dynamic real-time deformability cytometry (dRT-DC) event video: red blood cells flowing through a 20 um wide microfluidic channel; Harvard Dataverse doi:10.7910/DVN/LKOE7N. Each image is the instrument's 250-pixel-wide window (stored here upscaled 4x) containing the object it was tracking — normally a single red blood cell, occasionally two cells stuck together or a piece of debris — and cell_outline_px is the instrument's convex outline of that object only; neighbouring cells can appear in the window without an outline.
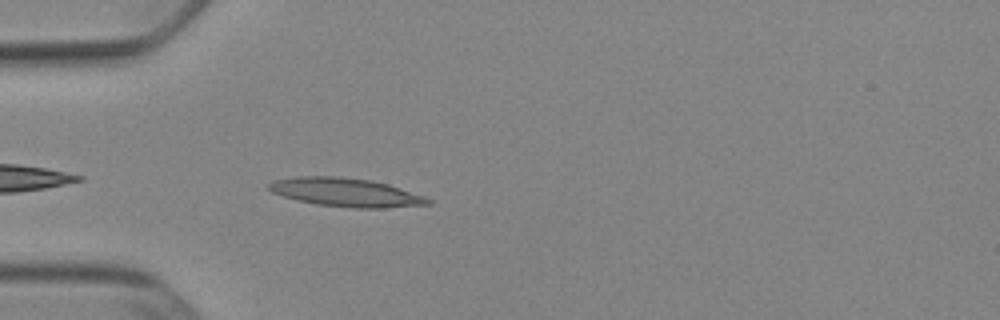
{"species": "Egyptian fruit bat (a non-hibernating species)", "species_latin": "Rousettus aegyptiacus", "temperature_condition": "cold", "stored_images_in_passage": 39, "camera_frame_rate_fps": 3000, "um_per_image_px": 0.085, "animal": {"sex": "female"}, "frame": {"image": 1, "passage_image": 3, "time_ms": 0.667, "image_size_px": [1000, 320], "cell_outline_px": [[432, 204], [384, 208], [352, 208], [316, 204], [284, 196], [272, 192], [268, 188], [268, 184], [272, 180], [296, 176], [336, 176], [372, 180], [388, 184], [424, 196], [432, 200]], "centroid_in_image_um": [29.4, 16.34], "position_along_channel_um": 55.6, "area_um2": 26.47}}
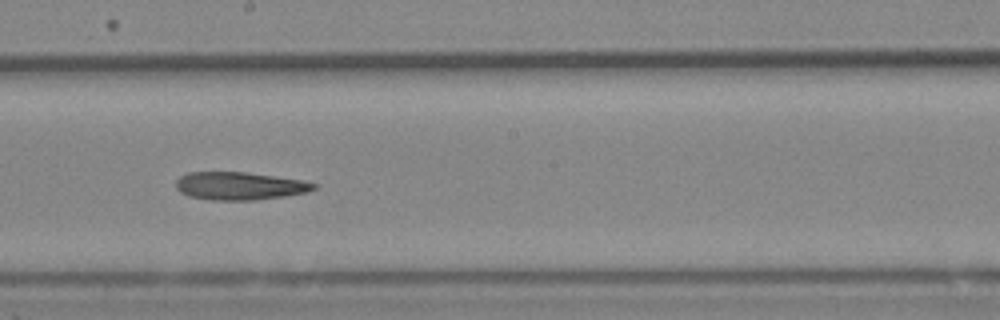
{"frame": {"image": 2, "passage_image": 17, "time_ms": 5.333, "image_size_px": [1000, 320], "cell_outline_px": [[316, 188], [308, 192], [284, 196], [256, 200], [212, 200], [188, 196], [180, 192], [176, 188], [176, 180], [180, 176], [188, 172], [244, 172], [300, 180], [316, 184]], "centroid_in_image_um": [20.32, 15.81], "position_along_channel_um": 227.9, "area_um2": 22.25}}
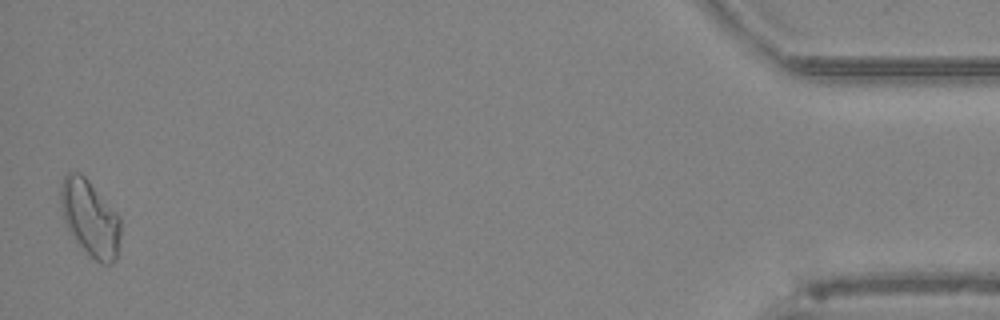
{"frame": {"image": 3, "passage_image": 39, "time_ms": 12.667, "image_size_px": [1000, 320], "cell_outline_px": [[120, 236], [116, 260], [112, 264], [100, 264], [76, 240], [68, 228], [64, 220], [60, 208], [60, 184], [64, 176], [68, 172], [80, 172], [88, 180], [120, 216]], "centroid_in_image_um": [7.65, 18.52], "position_along_channel_um": 427.5, "area_um2": 26.41}, "authors_computed_cell_mechanics": {"area_um2": 23.0622, "velocity_mm_per_s": 3.8803, "shape_relaxation_time_tau1_ms": null, "shape_relaxation_time_tau2_ms": 9.398, "deformation_change_tau1": null, "deformation_change_tau2": 0.2293}}